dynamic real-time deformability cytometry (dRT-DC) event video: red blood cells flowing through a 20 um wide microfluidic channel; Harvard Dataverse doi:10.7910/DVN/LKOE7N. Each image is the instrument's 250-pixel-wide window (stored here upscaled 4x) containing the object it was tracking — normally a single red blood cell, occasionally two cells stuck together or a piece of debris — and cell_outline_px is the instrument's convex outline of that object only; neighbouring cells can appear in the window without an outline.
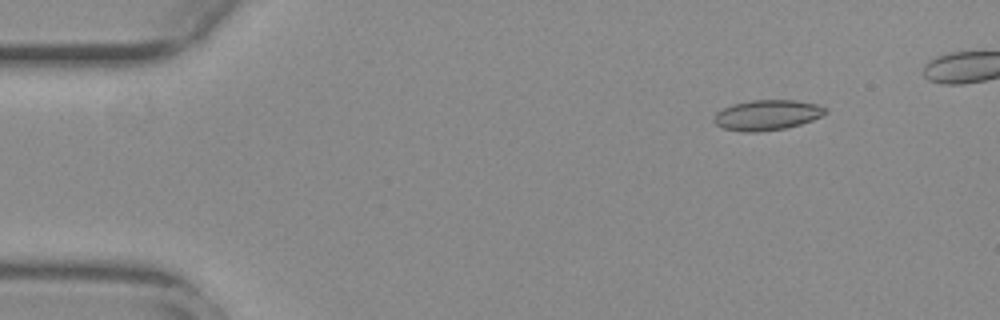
{"species": "common noctule bat (a hibernating species)", "species_latin": "Nyctalus noctula", "temperature_condition": "warm", "stored_images_in_passage": 49, "camera_frame_rate_fps": 3000, "um_per_image_px": 0.085, "animal": {"sex": "female", "body_mass_g": 29.2, "forearm_length_mm": 56.3}, "frame": {"image": 1, "passage_image": 5, "time_ms": 1.333, "image_size_px": [1000, 320], "cell_outline_px": [[828, 112], [812, 120], [800, 124], [784, 128], [756, 132], [740, 132], [724, 128], [716, 124], [712, 120], [712, 116], [716, 112], [732, 104], [752, 100], [796, 100], [816, 104], [828, 108]], "centroid_in_image_um": [65.18, 9.77], "position_along_channel_um": 19.8, "area_um2": 19.71}}
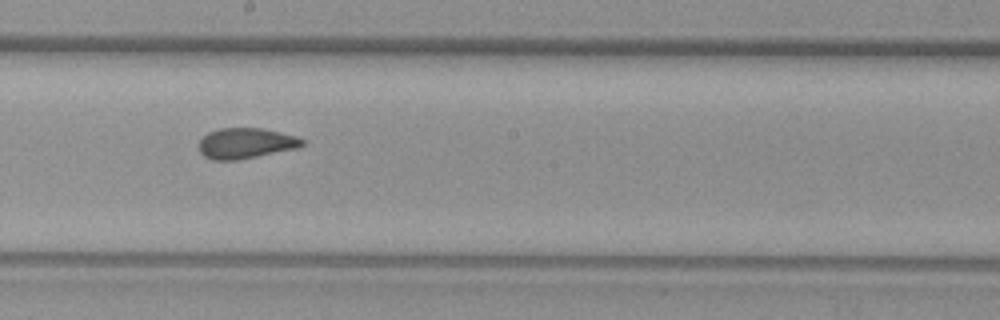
{"frame": {"image": 2, "passage_image": 29, "time_ms": 9.333, "image_size_px": [1000, 320], "cell_outline_px": [[304, 144], [296, 148], [236, 160], [212, 160], [204, 156], [200, 152], [200, 140], [208, 132], [220, 128], [260, 128], [280, 132], [296, 136], [304, 140]], "centroid_in_image_um": [20.87, 12.17], "position_along_channel_um": 227.3, "area_um2": 18.15}}
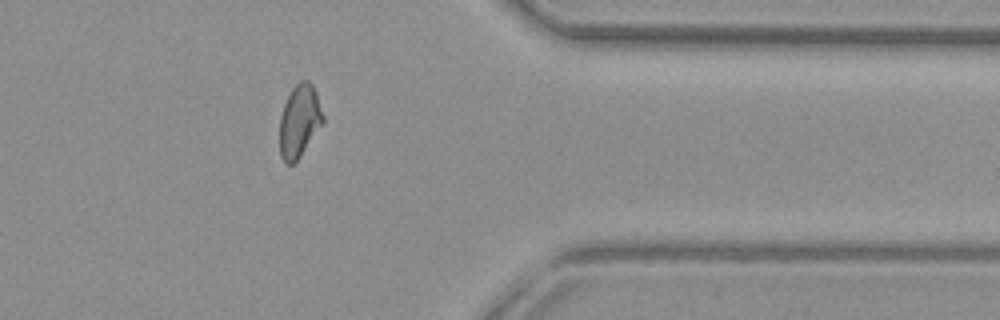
{"frame": {"image": 3, "passage_image": 43, "time_ms": 14.0, "image_size_px": [1000, 320], "cell_outline_px": [[324, 124], [300, 156], [292, 164], [284, 164], [280, 156], [280, 116], [284, 104], [292, 88], [300, 80], [308, 80], [312, 84], [316, 92], [324, 116]], "centroid_in_image_um": [25.46, 10.29], "position_along_channel_um": 385.9, "area_um2": 18.5}, "authors_computed_cell_mechanics": {"area_um2": 19.0162, "velocity_mm_per_s": 3.7536, "shape_relaxation_time_tau1_ms": null, "shape_relaxation_time_tau2_ms": 1.3925, "deformation_change_tau1": null, "deformation_change_tau2": 0.0683}}